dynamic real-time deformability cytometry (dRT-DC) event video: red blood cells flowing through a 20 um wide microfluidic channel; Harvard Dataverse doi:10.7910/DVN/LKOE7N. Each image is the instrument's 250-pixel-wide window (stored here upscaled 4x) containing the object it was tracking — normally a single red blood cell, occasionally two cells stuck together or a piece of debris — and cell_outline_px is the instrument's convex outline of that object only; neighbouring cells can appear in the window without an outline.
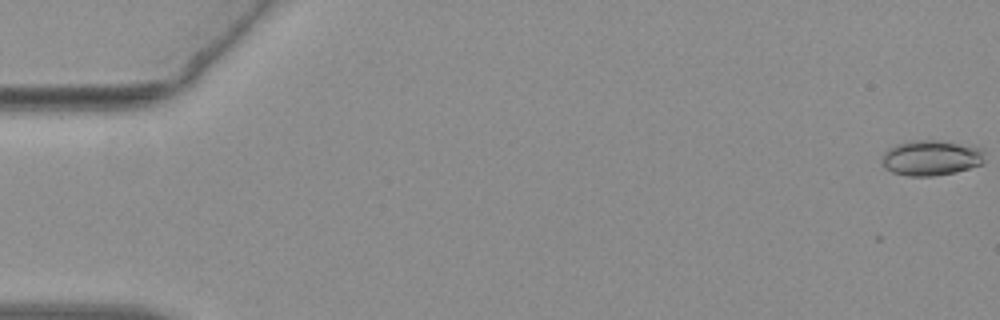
{"species": "common noctule bat (a hibernating species)", "species_latin": "Nyctalus noctula", "temperature_condition": "warm", "stored_images_in_passage": 10, "camera_frame_rate_fps": 3000, "um_per_image_px": 0.085, "animal": {"sex": "female", "body_mass_g": 19.3, "forearm_length_mm": 54.1}, "frame": {"image": 1, "passage_image": 1, "time_ms": 0.0, "image_size_px": [1000, 320], "cell_outline_px": [[984, 164], [956, 172], [932, 176], [908, 176], [892, 172], [884, 168], [880, 164], [880, 160], [884, 152], [888, 148], [896, 144], [912, 140], [936, 140], [984, 148]], "centroid_in_image_um": [79.12, 13.42], "position_along_channel_um": 5.9, "area_um2": 21.5}}